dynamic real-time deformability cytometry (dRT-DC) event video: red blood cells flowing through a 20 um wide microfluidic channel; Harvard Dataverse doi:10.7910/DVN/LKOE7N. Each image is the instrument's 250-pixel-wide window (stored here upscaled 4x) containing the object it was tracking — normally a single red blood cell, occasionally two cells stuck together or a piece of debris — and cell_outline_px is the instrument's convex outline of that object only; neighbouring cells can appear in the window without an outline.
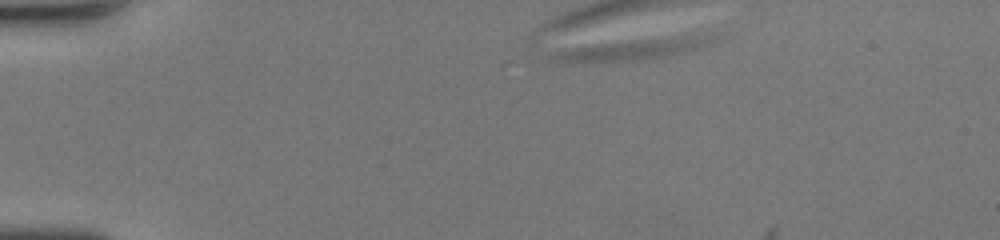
{"species": "human", "species_latin": "Homo sapiens", "temperature_condition": "room temperature", "stored_images_in_passage": 47, "camera_frame_rate_fps": 3000, "um_per_image_px": 0.085, "donor": {"sex": "female"}, "frame": {"image": 1, "passage_image": 1, "time_ms": 0.0, "image_size_px": [1000, 240], "cell_outline_px": [[716, 36], [712, 40], [696, 48], [684, 52], [668, 56], [636, 60], [564, 64], [548, 60], [548, 56], [556, 52], [572, 48], [600, 44], [688, 32]], "centroid_in_image_um": [53.78, 4.17], "position_along_channel_um": 31.2, "area_um2": 20.35}}
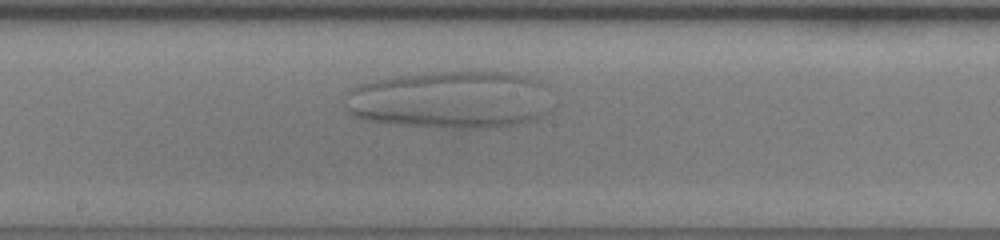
{"frame": {"image": 2, "passage_image": 28, "time_ms": 9.0, "image_size_px": [1000, 240], "cell_outline_px": [[552, 112], [536, 120], [516, 124], [480, 128], [452, 128], [400, 124], [364, 120], [352, 116], [348, 112], [348, 108], [356, 108]], "centroid_in_image_um": [37.93, 9.97], "position_along_channel_um": 210.3, "area_um2": 20.29}}